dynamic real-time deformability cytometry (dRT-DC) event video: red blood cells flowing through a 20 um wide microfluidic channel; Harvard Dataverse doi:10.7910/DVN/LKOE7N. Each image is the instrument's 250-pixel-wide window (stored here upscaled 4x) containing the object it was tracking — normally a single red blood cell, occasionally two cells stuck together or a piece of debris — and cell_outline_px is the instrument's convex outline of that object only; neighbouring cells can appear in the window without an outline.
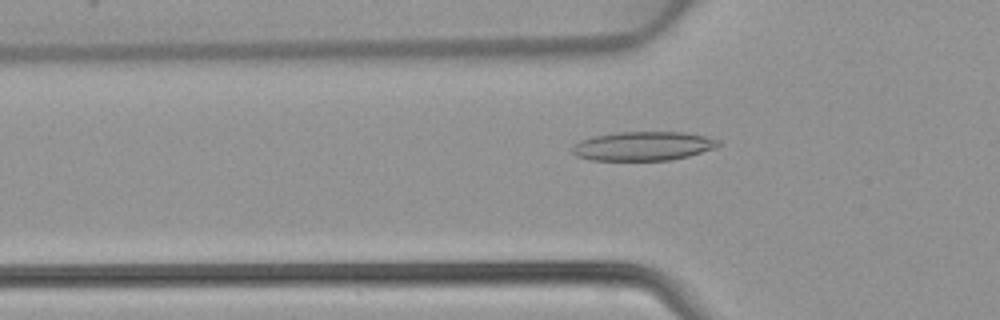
{"species": "common noctule bat (a hibernating species)", "species_latin": "Nyctalus noctula", "temperature_condition": "warm", "stored_images_in_passage": 46, "camera_frame_rate_fps": 3000, "um_per_image_px": 0.085, "animal": {"sex": "female", "body_mass_g": 22.7, "forearm_length_mm": 54.2}, "frame": {"image": 1, "passage_image": 15, "time_ms": 4.667, "image_size_px": [1000, 320], "cell_outline_px": [[720, 144], [716, 148], [688, 156], [672, 160], [592, 160], [576, 156], [572, 152], [572, 144], [580, 140], [592, 136], [616, 132], [684, 132], [704, 136], [720, 140]], "centroid_in_image_um": [54.64, 12.41], "position_along_channel_um": 71.2, "area_um2": 24.85}}
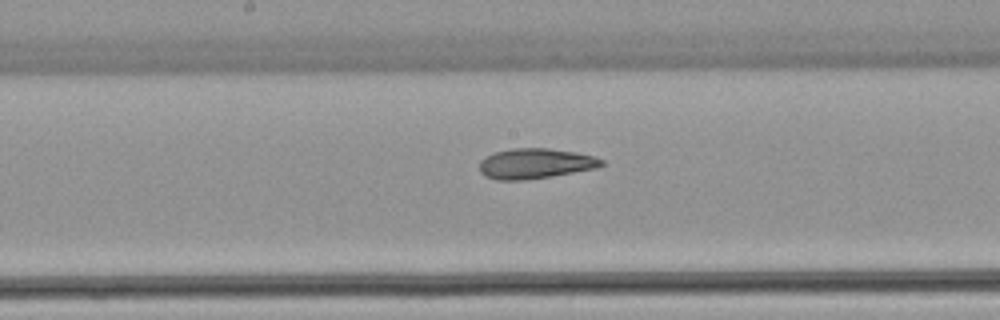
{"frame": {"image": 2, "passage_image": 24, "time_ms": 7.667, "image_size_px": [1000, 320], "cell_outline_px": [[604, 164], [596, 168], [552, 176], [524, 180], [496, 180], [484, 176], [480, 172], [480, 160], [484, 156], [492, 152], [512, 148], [548, 148], [576, 152], [592, 156], [604, 160]], "centroid_in_image_um": [45.45, 13.9], "position_along_channel_um": 202.8, "area_um2": 21.68}}
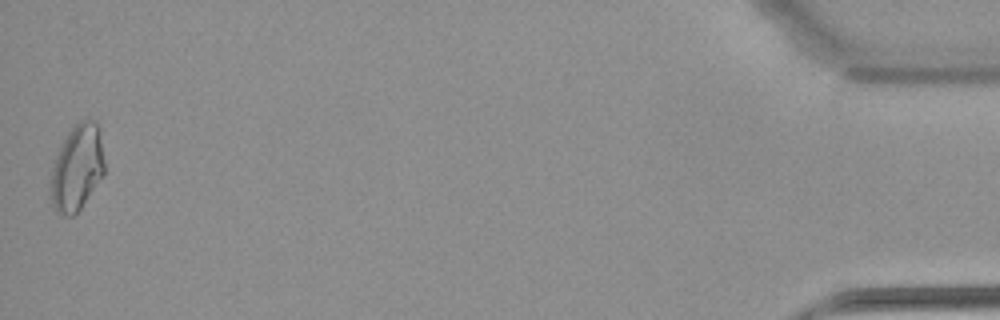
{"frame": {"image": 3, "passage_image": 46, "time_ms": 15.0, "image_size_px": [1000, 320], "cell_outline_px": [[104, 172], [80, 208], [72, 216], [64, 216], [56, 212], [48, 196], [48, 188], [52, 168], [56, 156], [68, 132], [80, 120], [96, 120], [100, 128], [104, 160]], "centroid_in_image_um": [6.51, 14.27], "position_along_channel_um": 428.7, "area_um2": 26.99}}